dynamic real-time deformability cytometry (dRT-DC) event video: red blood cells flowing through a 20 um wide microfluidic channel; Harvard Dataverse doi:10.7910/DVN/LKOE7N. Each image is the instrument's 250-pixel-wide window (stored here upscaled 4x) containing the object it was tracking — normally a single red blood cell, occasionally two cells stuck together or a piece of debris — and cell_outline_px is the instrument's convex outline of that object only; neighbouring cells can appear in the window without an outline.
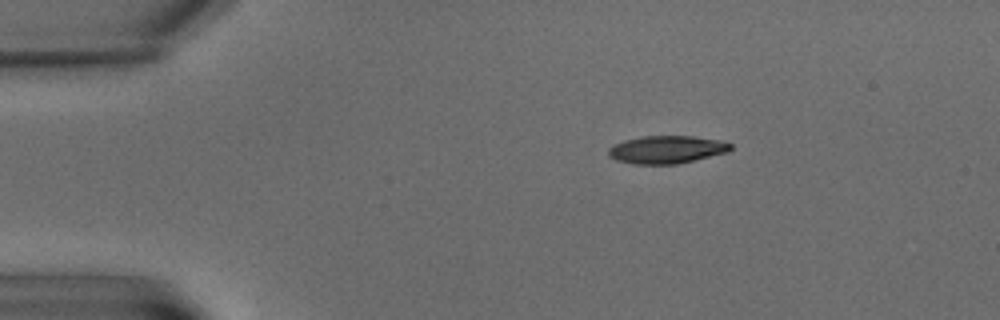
{"species": "common noctule bat (a hibernating species)", "species_latin": "Nyctalus noctula", "temperature_condition": "warm", "stored_images_in_passage": 5, "camera_frame_rate_fps": 3000, "um_per_image_px": 0.085, "animal": {"sex": "male", "body_mass_g": 15.6}, "frame": {"image": 1, "passage_image": 1, "time_ms": 0.0, "image_size_px": [1000, 320], "cell_outline_px": [[732, 148], [728, 152], [676, 164], [632, 164], [616, 160], [608, 156], [608, 148], [624, 140], [644, 136], [692, 136], [724, 140], [732, 144]], "centroid_in_image_um": [56.68, 12.71], "position_along_channel_um": 28.3, "area_um2": 19.83}}
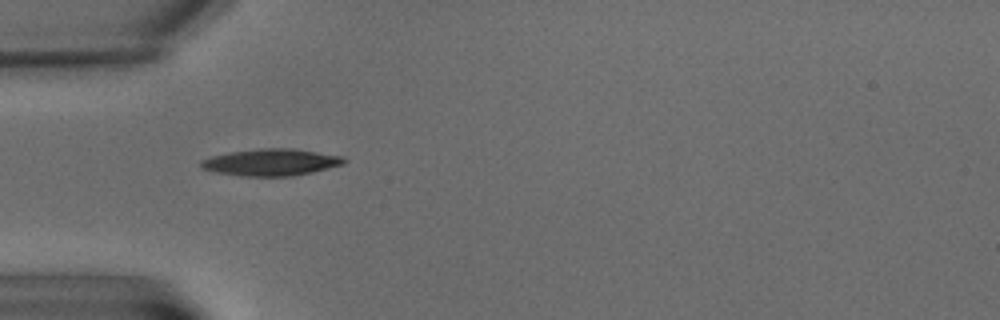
{"frame": {"image": 2, "passage_image": 4, "time_ms": 3.333, "image_size_px": [1000, 320], "cell_outline_px": [[348, 160], [344, 164], [312, 172], [292, 176], [240, 176], [216, 172], [200, 168], [200, 160], [212, 156], [232, 152], [260, 148], [292, 148], [344, 156]], "centroid_in_image_um": [23.06, 13.79], "position_along_channel_um": 61.9, "area_um2": 22.43}}